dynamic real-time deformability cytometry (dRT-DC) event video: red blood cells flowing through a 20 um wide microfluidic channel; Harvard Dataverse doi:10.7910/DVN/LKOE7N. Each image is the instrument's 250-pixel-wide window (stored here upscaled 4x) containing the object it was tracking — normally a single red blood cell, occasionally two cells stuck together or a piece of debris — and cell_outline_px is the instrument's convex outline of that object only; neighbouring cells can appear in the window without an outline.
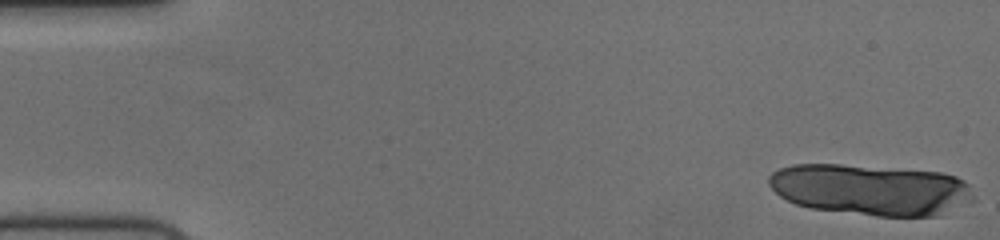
{"species": "human", "species_latin": "Homo sapiens", "temperature_condition": "cold", "stored_images_in_passage": 16, "camera_frame_rate_fps": 3000, "um_per_image_px": 0.085, "donor": {"sex": "female"}, "frame": {"image": 1, "passage_image": 1, "time_ms": 0.0, "image_size_px": [1000, 240], "cell_outline_px": [[976, 200], [936, 216], [876, 216], [808, 208], [796, 204], [780, 196], [768, 184], [768, 176], [772, 172], [780, 168], [792, 164], [840, 164], [940, 172], [956, 176], [964, 180], [968, 184]], "centroid_in_image_um": [74.01, 16.12], "position_along_channel_um": 11.0, "area_um2": 61.09}}